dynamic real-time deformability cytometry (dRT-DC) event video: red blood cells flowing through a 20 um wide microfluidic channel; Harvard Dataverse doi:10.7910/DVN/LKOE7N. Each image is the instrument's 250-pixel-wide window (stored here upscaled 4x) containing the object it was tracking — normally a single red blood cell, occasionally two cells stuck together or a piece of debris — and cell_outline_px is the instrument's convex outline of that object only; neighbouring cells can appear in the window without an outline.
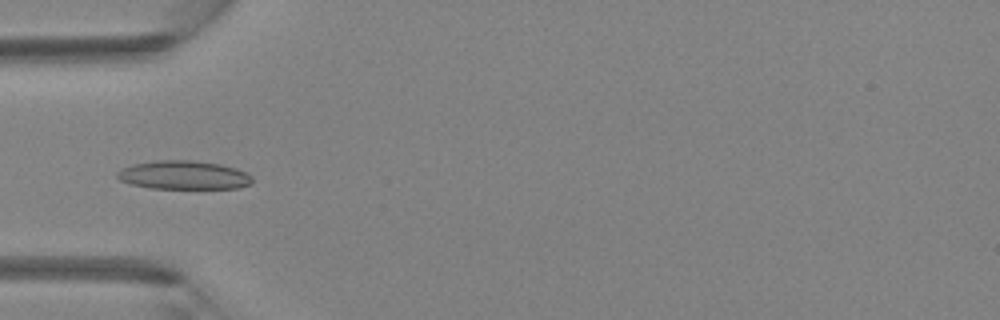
{"species": "Egyptian fruit bat (a non-hibernating species)", "species_latin": "Rousettus aegyptiacus", "temperature_condition": "room temperature", "stored_images_in_passage": 3, "camera_frame_rate_fps": 3000, "um_per_image_px": 0.085, "animal": {"sex": "female"}, "frame": {"image": 1, "passage_image": 3, "time_ms": 0.667, "image_size_px": [1000, 320], "cell_outline_px": [[252, 184], [236, 188], [152, 188], [132, 184], [120, 180], [116, 176], [116, 172], [132, 164], [156, 160], [192, 160], [220, 164], [236, 168], [252, 176]], "centroid_in_image_um": [15.62, 14.87], "position_along_channel_um": 69.4, "area_um2": 22.43}}